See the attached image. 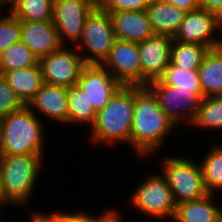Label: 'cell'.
Wrapping results in <instances>:
<instances>
[{
  "label": "cell",
  "mask_w": 222,
  "mask_h": 222,
  "mask_svg": "<svg viewBox=\"0 0 222 222\" xmlns=\"http://www.w3.org/2000/svg\"><path fill=\"white\" fill-rule=\"evenodd\" d=\"M25 105L0 75V120L12 112L22 109Z\"/></svg>",
  "instance_id": "30"
},
{
  "label": "cell",
  "mask_w": 222,
  "mask_h": 222,
  "mask_svg": "<svg viewBox=\"0 0 222 222\" xmlns=\"http://www.w3.org/2000/svg\"><path fill=\"white\" fill-rule=\"evenodd\" d=\"M215 222H222V219L218 218Z\"/></svg>",
  "instance_id": "42"
},
{
  "label": "cell",
  "mask_w": 222,
  "mask_h": 222,
  "mask_svg": "<svg viewBox=\"0 0 222 222\" xmlns=\"http://www.w3.org/2000/svg\"><path fill=\"white\" fill-rule=\"evenodd\" d=\"M177 128L147 86H134V116L130 132V148L137 154L134 156L141 161L156 157L155 154H159V149L163 150L161 147L170 141L168 137L173 132L175 135Z\"/></svg>",
  "instance_id": "1"
},
{
  "label": "cell",
  "mask_w": 222,
  "mask_h": 222,
  "mask_svg": "<svg viewBox=\"0 0 222 222\" xmlns=\"http://www.w3.org/2000/svg\"><path fill=\"white\" fill-rule=\"evenodd\" d=\"M124 86H142L138 43L116 39L101 64Z\"/></svg>",
  "instance_id": "12"
},
{
  "label": "cell",
  "mask_w": 222,
  "mask_h": 222,
  "mask_svg": "<svg viewBox=\"0 0 222 222\" xmlns=\"http://www.w3.org/2000/svg\"><path fill=\"white\" fill-rule=\"evenodd\" d=\"M219 203L220 201L218 202V214H219V218L222 219V206H221L222 204L220 205Z\"/></svg>",
  "instance_id": "40"
},
{
  "label": "cell",
  "mask_w": 222,
  "mask_h": 222,
  "mask_svg": "<svg viewBox=\"0 0 222 222\" xmlns=\"http://www.w3.org/2000/svg\"><path fill=\"white\" fill-rule=\"evenodd\" d=\"M34 208V209H33ZM28 213L30 214H45L52 222H93V214L86 212L85 210L81 211H43L38 208V210L33 207ZM56 211V212H55Z\"/></svg>",
  "instance_id": "31"
},
{
  "label": "cell",
  "mask_w": 222,
  "mask_h": 222,
  "mask_svg": "<svg viewBox=\"0 0 222 222\" xmlns=\"http://www.w3.org/2000/svg\"><path fill=\"white\" fill-rule=\"evenodd\" d=\"M90 3H92L95 7H99L103 0H88Z\"/></svg>",
  "instance_id": "39"
},
{
  "label": "cell",
  "mask_w": 222,
  "mask_h": 222,
  "mask_svg": "<svg viewBox=\"0 0 222 222\" xmlns=\"http://www.w3.org/2000/svg\"><path fill=\"white\" fill-rule=\"evenodd\" d=\"M149 173L145 175V178L142 177L143 181L139 182L138 187L131 191L124 206H129L132 211L135 210L138 215L142 214L148 219L153 218L157 221L168 219L167 221L171 222L176 209L171 189L160 170Z\"/></svg>",
  "instance_id": "6"
},
{
  "label": "cell",
  "mask_w": 222,
  "mask_h": 222,
  "mask_svg": "<svg viewBox=\"0 0 222 222\" xmlns=\"http://www.w3.org/2000/svg\"><path fill=\"white\" fill-rule=\"evenodd\" d=\"M190 129H201V132L214 131L222 133V96H211L201 99Z\"/></svg>",
  "instance_id": "24"
},
{
  "label": "cell",
  "mask_w": 222,
  "mask_h": 222,
  "mask_svg": "<svg viewBox=\"0 0 222 222\" xmlns=\"http://www.w3.org/2000/svg\"><path fill=\"white\" fill-rule=\"evenodd\" d=\"M76 85L83 91L96 112L102 110L122 86L106 68L98 64H87Z\"/></svg>",
  "instance_id": "13"
},
{
  "label": "cell",
  "mask_w": 222,
  "mask_h": 222,
  "mask_svg": "<svg viewBox=\"0 0 222 222\" xmlns=\"http://www.w3.org/2000/svg\"><path fill=\"white\" fill-rule=\"evenodd\" d=\"M1 76L15 91L25 106L29 104L44 84L39 62L32 67L4 72Z\"/></svg>",
  "instance_id": "19"
},
{
  "label": "cell",
  "mask_w": 222,
  "mask_h": 222,
  "mask_svg": "<svg viewBox=\"0 0 222 222\" xmlns=\"http://www.w3.org/2000/svg\"><path fill=\"white\" fill-rule=\"evenodd\" d=\"M160 80L165 85L175 86L179 89L194 90L201 98H204L198 70H185L170 62Z\"/></svg>",
  "instance_id": "28"
},
{
  "label": "cell",
  "mask_w": 222,
  "mask_h": 222,
  "mask_svg": "<svg viewBox=\"0 0 222 222\" xmlns=\"http://www.w3.org/2000/svg\"><path fill=\"white\" fill-rule=\"evenodd\" d=\"M196 160L177 153L167 156V152L165 156L155 160L159 162L158 170L161 169L160 172L171 189L176 205L198 200L210 194L204 183L201 166L198 159Z\"/></svg>",
  "instance_id": "5"
},
{
  "label": "cell",
  "mask_w": 222,
  "mask_h": 222,
  "mask_svg": "<svg viewBox=\"0 0 222 222\" xmlns=\"http://www.w3.org/2000/svg\"><path fill=\"white\" fill-rule=\"evenodd\" d=\"M3 211H4V209L2 211H0V222H5V220H4L5 217H2L4 215Z\"/></svg>",
  "instance_id": "41"
},
{
  "label": "cell",
  "mask_w": 222,
  "mask_h": 222,
  "mask_svg": "<svg viewBox=\"0 0 222 222\" xmlns=\"http://www.w3.org/2000/svg\"><path fill=\"white\" fill-rule=\"evenodd\" d=\"M109 14L116 39L141 43L154 35L146 10L120 11Z\"/></svg>",
  "instance_id": "17"
},
{
  "label": "cell",
  "mask_w": 222,
  "mask_h": 222,
  "mask_svg": "<svg viewBox=\"0 0 222 222\" xmlns=\"http://www.w3.org/2000/svg\"><path fill=\"white\" fill-rule=\"evenodd\" d=\"M29 222H52L45 214H29Z\"/></svg>",
  "instance_id": "37"
},
{
  "label": "cell",
  "mask_w": 222,
  "mask_h": 222,
  "mask_svg": "<svg viewBox=\"0 0 222 222\" xmlns=\"http://www.w3.org/2000/svg\"><path fill=\"white\" fill-rule=\"evenodd\" d=\"M208 151L203 153L198 162L202 169L203 179L207 191L210 194L222 193V141L211 140ZM221 192V193H219Z\"/></svg>",
  "instance_id": "22"
},
{
  "label": "cell",
  "mask_w": 222,
  "mask_h": 222,
  "mask_svg": "<svg viewBox=\"0 0 222 222\" xmlns=\"http://www.w3.org/2000/svg\"><path fill=\"white\" fill-rule=\"evenodd\" d=\"M102 213L93 214V222H126L124 221L120 209H114V207H106L102 209ZM99 215V216H98Z\"/></svg>",
  "instance_id": "33"
},
{
  "label": "cell",
  "mask_w": 222,
  "mask_h": 222,
  "mask_svg": "<svg viewBox=\"0 0 222 222\" xmlns=\"http://www.w3.org/2000/svg\"><path fill=\"white\" fill-rule=\"evenodd\" d=\"M208 50L206 46L201 44L173 40L170 62L185 70H198Z\"/></svg>",
  "instance_id": "25"
},
{
  "label": "cell",
  "mask_w": 222,
  "mask_h": 222,
  "mask_svg": "<svg viewBox=\"0 0 222 222\" xmlns=\"http://www.w3.org/2000/svg\"><path fill=\"white\" fill-rule=\"evenodd\" d=\"M169 4L181 8L186 12L200 9L201 0H164Z\"/></svg>",
  "instance_id": "34"
},
{
  "label": "cell",
  "mask_w": 222,
  "mask_h": 222,
  "mask_svg": "<svg viewBox=\"0 0 222 222\" xmlns=\"http://www.w3.org/2000/svg\"><path fill=\"white\" fill-rule=\"evenodd\" d=\"M148 2L149 0H103L99 7L109 13L146 10Z\"/></svg>",
  "instance_id": "32"
},
{
  "label": "cell",
  "mask_w": 222,
  "mask_h": 222,
  "mask_svg": "<svg viewBox=\"0 0 222 222\" xmlns=\"http://www.w3.org/2000/svg\"><path fill=\"white\" fill-rule=\"evenodd\" d=\"M4 12L5 15L0 12V54L9 46L21 41V20L9 10Z\"/></svg>",
  "instance_id": "29"
},
{
  "label": "cell",
  "mask_w": 222,
  "mask_h": 222,
  "mask_svg": "<svg viewBox=\"0 0 222 222\" xmlns=\"http://www.w3.org/2000/svg\"><path fill=\"white\" fill-rule=\"evenodd\" d=\"M68 116L67 124L73 127L89 128L96 120L97 112L92 104H89L83 91L77 86L68 88L67 95Z\"/></svg>",
  "instance_id": "23"
},
{
  "label": "cell",
  "mask_w": 222,
  "mask_h": 222,
  "mask_svg": "<svg viewBox=\"0 0 222 222\" xmlns=\"http://www.w3.org/2000/svg\"><path fill=\"white\" fill-rule=\"evenodd\" d=\"M95 6L88 0H54L53 24L63 46H76Z\"/></svg>",
  "instance_id": "11"
},
{
  "label": "cell",
  "mask_w": 222,
  "mask_h": 222,
  "mask_svg": "<svg viewBox=\"0 0 222 222\" xmlns=\"http://www.w3.org/2000/svg\"><path fill=\"white\" fill-rule=\"evenodd\" d=\"M54 0H19L9 11L21 21H52Z\"/></svg>",
  "instance_id": "26"
},
{
  "label": "cell",
  "mask_w": 222,
  "mask_h": 222,
  "mask_svg": "<svg viewBox=\"0 0 222 222\" xmlns=\"http://www.w3.org/2000/svg\"><path fill=\"white\" fill-rule=\"evenodd\" d=\"M133 116L134 86L122 85L108 104L97 112L96 120L89 130L88 141L96 148L104 145L115 147L116 144L130 146Z\"/></svg>",
  "instance_id": "2"
},
{
  "label": "cell",
  "mask_w": 222,
  "mask_h": 222,
  "mask_svg": "<svg viewBox=\"0 0 222 222\" xmlns=\"http://www.w3.org/2000/svg\"><path fill=\"white\" fill-rule=\"evenodd\" d=\"M19 0H0L1 8L5 10H9L12 6H14ZM8 6V7H7ZM6 8V9H5Z\"/></svg>",
  "instance_id": "38"
},
{
  "label": "cell",
  "mask_w": 222,
  "mask_h": 222,
  "mask_svg": "<svg viewBox=\"0 0 222 222\" xmlns=\"http://www.w3.org/2000/svg\"><path fill=\"white\" fill-rule=\"evenodd\" d=\"M39 62L30 48L19 41L0 54V75L4 72L32 67Z\"/></svg>",
  "instance_id": "27"
},
{
  "label": "cell",
  "mask_w": 222,
  "mask_h": 222,
  "mask_svg": "<svg viewBox=\"0 0 222 222\" xmlns=\"http://www.w3.org/2000/svg\"><path fill=\"white\" fill-rule=\"evenodd\" d=\"M21 41L38 59L63 46L53 21H21Z\"/></svg>",
  "instance_id": "16"
},
{
  "label": "cell",
  "mask_w": 222,
  "mask_h": 222,
  "mask_svg": "<svg viewBox=\"0 0 222 222\" xmlns=\"http://www.w3.org/2000/svg\"><path fill=\"white\" fill-rule=\"evenodd\" d=\"M116 40L109 12L95 7L87 16L82 37L75 46L86 64L101 65Z\"/></svg>",
  "instance_id": "7"
},
{
  "label": "cell",
  "mask_w": 222,
  "mask_h": 222,
  "mask_svg": "<svg viewBox=\"0 0 222 222\" xmlns=\"http://www.w3.org/2000/svg\"><path fill=\"white\" fill-rule=\"evenodd\" d=\"M43 123L27 106L5 116L0 120V155H46L49 130Z\"/></svg>",
  "instance_id": "3"
},
{
  "label": "cell",
  "mask_w": 222,
  "mask_h": 222,
  "mask_svg": "<svg viewBox=\"0 0 222 222\" xmlns=\"http://www.w3.org/2000/svg\"><path fill=\"white\" fill-rule=\"evenodd\" d=\"M173 38L165 35H153L138 43L139 59L142 69V86L159 80L171 60Z\"/></svg>",
  "instance_id": "14"
},
{
  "label": "cell",
  "mask_w": 222,
  "mask_h": 222,
  "mask_svg": "<svg viewBox=\"0 0 222 222\" xmlns=\"http://www.w3.org/2000/svg\"><path fill=\"white\" fill-rule=\"evenodd\" d=\"M9 207H13L5 198L4 192H3V186L1 181V174H0V211L4 208L5 210Z\"/></svg>",
  "instance_id": "36"
},
{
  "label": "cell",
  "mask_w": 222,
  "mask_h": 222,
  "mask_svg": "<svg viewBox=\"0 0 222 222\" xmlns=\"http://www.w3.org/2000/svg\"><path fill=\"white\" fill-rule=\"evenodd\" d=\"M146 12L154 35H165L172 38L187 13L164 0H149Z\"/></svg>",
  "instance_id": "18"
},
{
  "label": "cell",
  "mask_w": 222,
  "mask_h": 222,
  "mask_svg": "<svg viewBox=\"0 0 222 222\" xmlns=\"http://www.w3.org/2000/svg\"><path fill=\"white\" fill-rule=\"evenodd\" d=\"M221 36L222 20L215 14L200 8L186 13L173 40L201 44L212 49L222 44Z\"/></svg>",
  "instance_id": "10"
},
{
  "label": "cell",
  "mask_w": 222,
  "mask_h": 222,
  "mask_svg": "<svg viewBox=\"0 0 222 222\" xmlns=\"http://www.w3.org/2000/svg\"><path fill=\"white\" fill-rule=\"evenodd\" d=\"M0 12H3V13H4V10L1 8V6H0Z\"/></svg>",
  "instance_id": "43"
},
{
  "label": "cell",
  "mask_w": 222,
  "mask_h": 222,
  "mask_svg": "<svg viewBox=\"0 0 222 222\" xmlns=\"http://www.w3.org/2000/svg\"><path fill=\"white\" fill-rule=\"evenodd\" d=\"M217 194L176 205L172 222H215L219 218Z\"/></svg>",
  "instance_id": "20"
},
{
  "label": "cell",
  "mask_w": 222,
  "mask_h": 222,
  "mask_svg": "<svg viewBox=\"0 0 222 222\" xmlns=\"http://www.w3.org/2000/svg\"><path fill=\"white\" fill-rule=\"evenodd\" d=\"M198 73L204 98L222 96V44L206 52Z\"/></svg>",
  "instance_id": "21"
},
{
  "label": "cell",
  "mask_w": 222,
  "mask_h": 222,
  "mask_svg": "<svg viewBox=\"0 0 222 222\" xmlns=\"http://www.w3.org/2000/svg\"><path fill=\"white\" fill-rule=\"evenodd\" d=\"M155 95L159 106L177 127L189 126L195 118L201 97L194 90L165 85L160 79L146 85Z\"/></svg>",
  "instance_id": "8"
},
{
  "label": "cell",
  "mask_w": 222,
  "mask_h": 222,
  "mask_svg": "<svg viewBox=\"0 0 222 222\" xmlns=\"http://www.w3.org/2000/svg\"><path fill=\"white\" fill-rule=\"evenodd\" d=\"M44 155H0V174L6 200L14 209L31 204L41 171L47 167ZM37 184V185H36ZM16 207V208H15ZM22 207V208H21Z\"/></svg>",
  "instance_id": "4"
},
{
  "label": "cell",
  "mask_w": 222,
  "mask_h": 222,
  "mask_svg": "<svg viewBox=\"0 0 222 222\" xmlns=\"http://www.w3.org/2000/svg\"><path fill=\"white\" fill-rule=\"evenodd\" d=\"M67 95V87L44 83L27 107L40 119L42 117V121H45L43 120L45 116V119L49 122L53 121V125L58 122L56 124L67 126Z\"/></svg>",
  "instance_id": "15"
},
{
  "label": "cell",
  "mask_w": 222,
  "mask_h": 222,
  "mask_svg": "<svg viewBox=\"0 0 222 222\" xmlns=\"http://www.w3.org/2000/svg\"><path fill=\"white\" fill-rule=\"evenodd\" d=\"M44 83L63 87L75 86L87 65L73 46H62L59 50L39 59Z\"/></svg>",
  "instance_id": "9"
},
{
  "label": "cell",
  "mask_w": 222,
  "mask_h": 222,
  "mask_svg": "<svg viewBox=\"0 0 222 222\" xmlns=\"http://www.w3.org/2000/svg\"><path fill=\"white\" fill-rule=\"evenodd\" d=\"M200 8L215 14L222 20V0H201Z\"/></svg>",
  "instance_id": "35"
}]
</instances>
